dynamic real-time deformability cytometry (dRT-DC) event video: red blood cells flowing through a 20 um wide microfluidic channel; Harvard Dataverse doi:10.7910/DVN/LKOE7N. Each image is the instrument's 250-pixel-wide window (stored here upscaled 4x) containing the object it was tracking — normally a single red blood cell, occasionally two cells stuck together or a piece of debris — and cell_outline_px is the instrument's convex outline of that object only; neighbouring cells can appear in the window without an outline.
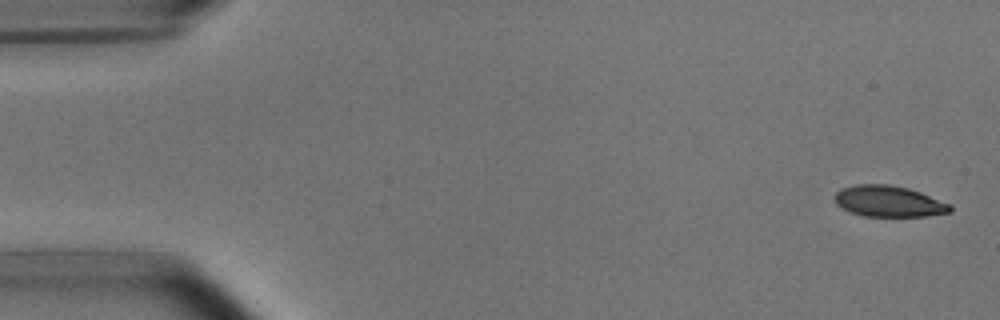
{"species": "common noctule bat (a hibernating species)", "species_latin": "Nyctalus noctula", "temperature_condition": "room temperature", "stored_images_in_passage": 5, "camera_frame_rate_fps": 3000, "um_per_image_px": 0.085, "animal": {"sex": "male", "body_mass_g": 15.6}, "frame": {"image": 1, "passage_image": 1, "time_ms": 0.0, "image_size_px": [1000, 320], "cell_outline_px": [[952, 212], [928, 216], [864, 216], [840, 208], [836, 204], [836, 192], [840, 188], [856, 184], [888, 184], [908, 188], [920, 192], [952, 204]], "centroid_in_image_um": [75.57, 17.11], "position_along_channel_um": 9.4, "area_um2": 21.04}}